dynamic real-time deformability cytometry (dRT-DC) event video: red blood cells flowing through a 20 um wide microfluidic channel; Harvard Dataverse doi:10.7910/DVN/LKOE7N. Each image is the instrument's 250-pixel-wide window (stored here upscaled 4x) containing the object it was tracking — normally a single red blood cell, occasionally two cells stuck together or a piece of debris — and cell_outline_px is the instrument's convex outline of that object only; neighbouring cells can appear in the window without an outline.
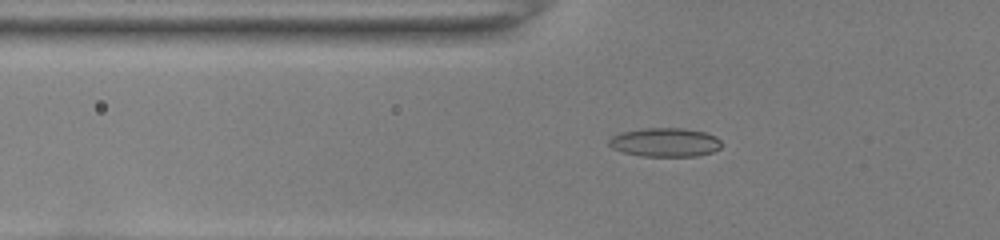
{"species": "common noctule bat (a hibernating species)", "species_latin": "Nyctalus noctula", "temperature_condition": "room temperature", "stored_images_in_passage": 54, "camera_frame_rate_fps": 3000, "um_per_image_px": 0.085, "animal": {"sex": "female", "body_mass_g": 22.0, "forearm_length_mm": 56.7}, "frame": {"image": 1, "passage_image": 22, "time_ms": 7.0, "image_size_px": [1000, 240], "cell_outline_px": [[724, 144], [720, 148], [712, 152], [696, 156], [640, 156], [624, 152], [612, 148], [608, 144], [608, 140], [612, 136], [620, 132], [644, 128], [684, 128], [704, 132], [716, 136]], "centroid_in_image_um": [56.54, 12.09], "position_along_channel_um": 69.3, "area_um2": 19.07}}
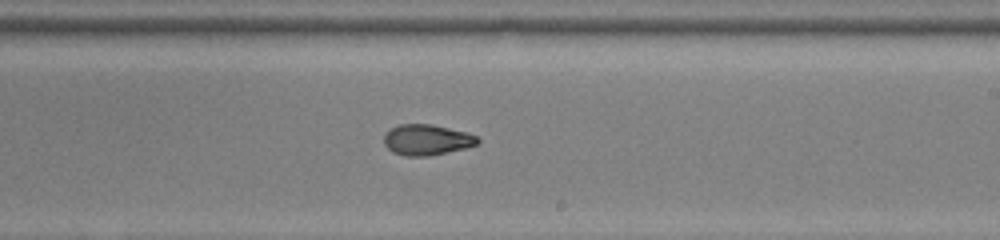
{"frame": {"image": 2, "passage_image": 36, "time_ms": 11.667, "image_size_px": [1000, 240], "cell_outline_px": [[480, 140], [476, 144], [464, 148], [428, 156], [408, 156], [392, 152], [384, 144], [384, 136], [392, 128], [400, 124], [432, 124], [468, 132], [476, 136]], "centroid_in_image_um": [36.28, 11.88], "position_along_channel_um": 252.7, "area_um2": 16.59}}
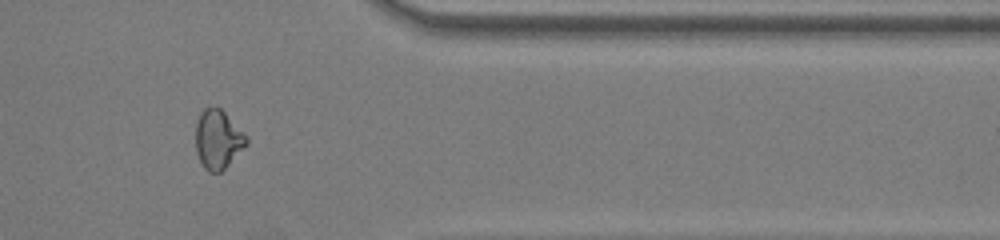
{"frame": {"image": 3, "passage_image": 47, "time_ms": 15.333, "image_size_px": [1000, 240], "cell_outline_px": [[248, 144], [220, 172], [208, 172], [204, 168], [196, 152], [196, 124], [200, 112], [204, 108], [220, 108], [248, 136]], "centroid_in_image_um": [18.53, 11.85], "position_along_channel_um": 392.9, "area_um2": 17.28}, "authors_computed_cell_mechanics": {"area_um2": 17.4556, "velocity_mm_per_s": 4.0341, "shape_relaxation_time_tau1_ms": null, "shape_relaxation_time_tau2_ms": 2.1704, "deformation_change_tau1": null, "deformation_change_tau2": 0.0683}}